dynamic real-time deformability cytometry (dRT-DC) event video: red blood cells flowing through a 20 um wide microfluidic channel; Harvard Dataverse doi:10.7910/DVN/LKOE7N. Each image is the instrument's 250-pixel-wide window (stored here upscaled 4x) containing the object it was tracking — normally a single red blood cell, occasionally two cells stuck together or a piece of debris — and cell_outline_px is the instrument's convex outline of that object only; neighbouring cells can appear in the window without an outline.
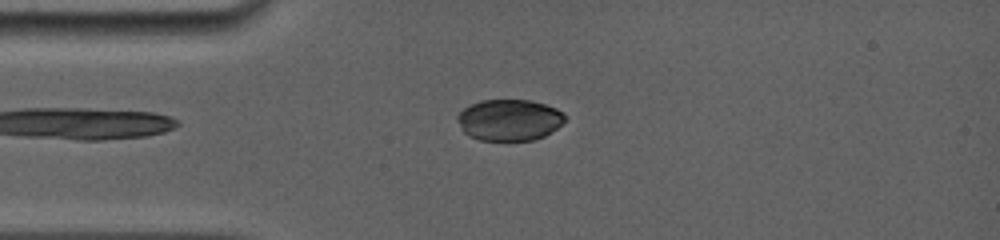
{"species": "common noctule bat (a hibernating species)", "species_latin": "Nyctalus noctula", "temperature_condition": "room temperature", "stored_images_in_passage": 59, "camera_frame_rate_fps": 5000, "um_per_image_px": 0.085, "animal": {"sex": "female", "body_mass_g": 19.0, "forearm_length_mm": 56.7}, "frame": {"image": 1, "passage_image": 3, "time_ms": 0.4, "image_size_px": [1000, 240], "cell_outline_px": [[568, 116], [556, 128], [544, 136], [532, 140], [480, 140], [468, 136], [464, 132], [456, 120], [456, 116], [464, 108], [480, 100], [532, 100], [556, 108], [564, 112]], "centroid_in_image_um": [43.28, 10.19], "position_along_channel_um": 41.7, "area_um2": 25.95}}
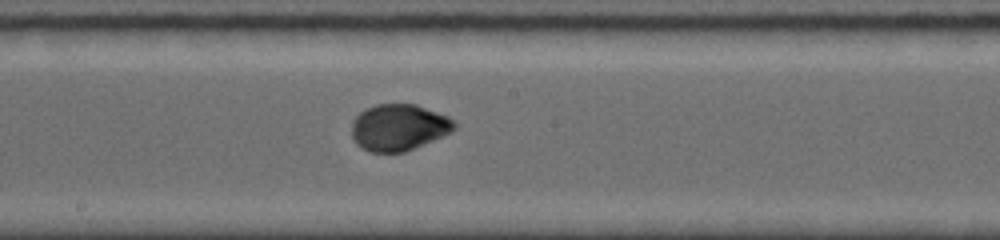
{"frame": {"image": 2, "passage_image": 29, "time_ms": 5.2, "image_size_px": [1000, 240], "cell_outline_px": [[456, 128], [452, 132], [444, 136], [404, 152], [368, 152], [360, 148], [352, 140], [352, 120], [364, 108], [376, 104], [416, 104], [448, 116], [456, 124]], "centroid_in_image_um": [33.87, 10.83], "position_along_channel_um": 214.3, "area_um2": 28.15}}
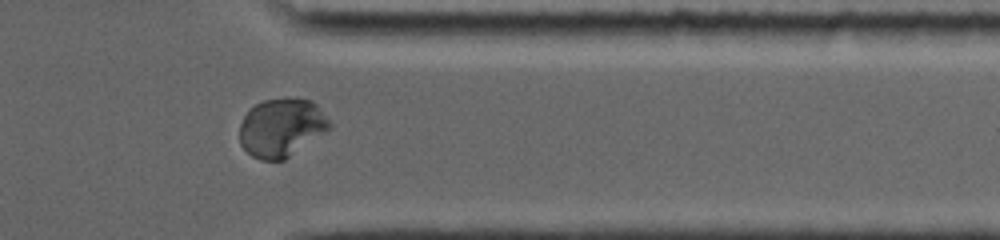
{"frame": {"image": 3, "passage_image": 53, "time_ms": 9.6, "image_size_px": [1000, 240], "cell_outline_px": [[332, 128], [284, 160], [260, 160], [252, 156], [240, 144], [240, 124], [248, 108], [264, 100], [312, 100], [320, 108], [332, 124]], "centroid_in_image_um": [23.93, 10.87], "position_along_channel_um": 387.5, "area_um2": 30.35}, "authors_computed_cell_mechanics": {"area_um2": 27.9752, "velocity_mm_per_s": 3.9289, "shape_relaxation_time_tau1_ms": 3.4705, "shape_relaxation_time_tau2_ms": null, "deformation_change_tau1": 0.1259, "deformation_change_tau2": null}}